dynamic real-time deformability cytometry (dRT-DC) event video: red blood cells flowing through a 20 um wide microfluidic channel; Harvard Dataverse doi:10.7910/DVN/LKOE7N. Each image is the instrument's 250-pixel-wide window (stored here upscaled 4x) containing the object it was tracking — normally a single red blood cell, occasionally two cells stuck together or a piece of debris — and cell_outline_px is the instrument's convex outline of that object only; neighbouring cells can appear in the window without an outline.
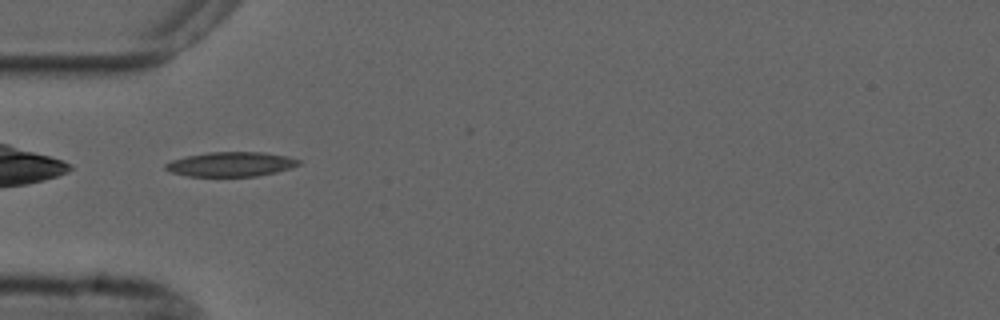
{"species": "common noctule bat (a hibernating species)", "species_latin": "Nyctalus noctula", "temperature_condition": "cold", "stored_images_in_passage": 37, "camera_frame_rate_fps": 3000, "um_per_image_px": 0.085, "animal": {"sex": "male", "forearm_length_mm": 52.5}, "frame": {"image": 1, "passage_image": 1, "time_ms": 0.0, "image_size_px": [1000, 320], "cell_outline_px": [[300, 164], [292, 168], [276, 172], [256, 176], [188, 176], [172, 172], [164, 168], [164, 164], [172, 160], [184, 156], [208, 152], [264, 152], [288, 156], [300, 160]], "centroid_in_image_um": [19.63, 13.95], "position_along_channel_um": 65.4, "area_um2": 19.13}}
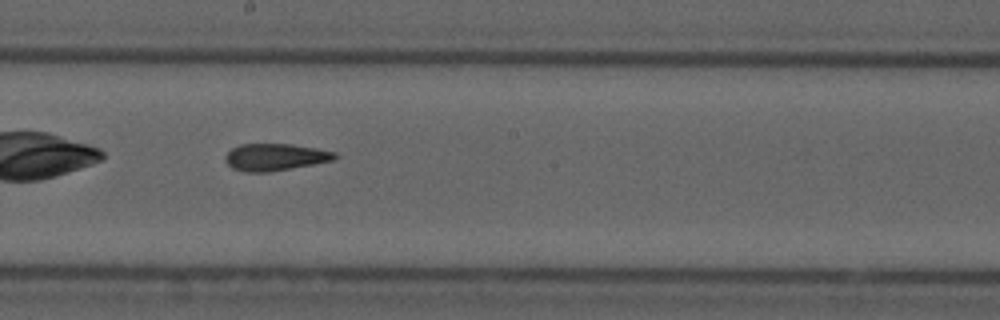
{"frame": {"image": 2, "passage_image": 14, "time_ms": 4.333, "image_size_px": [1000, 320], "cell_outline_px": [[340, 156], [332, 160], [312, 164], [268, 172], [244, 172], [232, 168], [224, 160], [224, 156], [232, 148], [240, 144], [292, 144], [316, 148], [336, 152]], "centroid_in_image_um": [23.37, 13.34], "position_along_channel_um": 224.8, "area_um2": 17.22}}
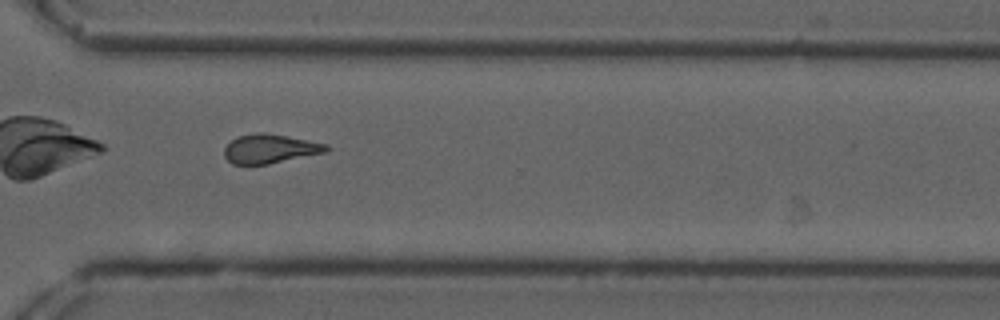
{"frame": {"image": 3, "passage_image": 24, "time_ms": 7.667, "image_size_px": [1000, 320], "cell_outline_px": [[332, 148], [328, 152], [268, 164], [232, 164], [224, 156], [224, 148], [236, 136], [256, 132], [264, 132], [328, 144]], "centroid_in_image_um": [22.97, 12.64], "position_along_channel_um": 347.6, "area_um2": 17.4}, "authors_computed_cell_mechanics": {"area_um2": 17.5134, "velocity_mm_per_s": 3.6888, "shape_relaxation_time_tau1_ms": 7.6295, "shape_relaxation_time_tau2_ms": 5.0671, "deformation_change_tau1": 0.1756, "deformation_change_tau2": 0.1132}}